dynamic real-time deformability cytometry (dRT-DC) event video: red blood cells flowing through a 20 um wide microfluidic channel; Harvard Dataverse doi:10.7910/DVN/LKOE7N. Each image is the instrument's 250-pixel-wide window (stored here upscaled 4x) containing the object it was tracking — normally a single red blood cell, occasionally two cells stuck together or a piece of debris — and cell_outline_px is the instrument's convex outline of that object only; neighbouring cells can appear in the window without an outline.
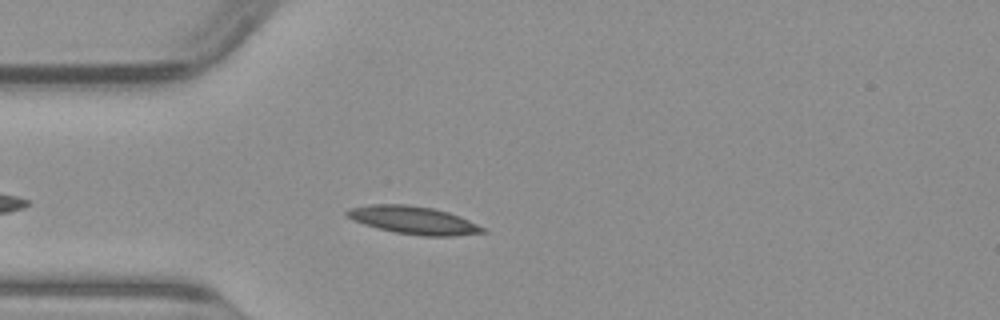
{"species": "common noctule bat (a hibernating species)", "species_latin": "Nyctalus noctula", "temperature_condition": "warm", "stored_images_in_passage": 40, "camera_frame_rate_fps": 3000, "um_per_image_px": 0.085, "animal": {"sex": "male", "body_mass_g": 23.1, "forearm_length_mm": 52.7}, "frame": {"image": 1, "passage_image": 6, "time_ms": 1.667, "image_size_px": [1000, 320], "cell_outline_px": [[488, 232], [452, 236], [420, 236], [396, 232], [364, 224], [352, 220], [344, 216], [344, 212], [348, 208], [368, 204], [408, 204], [432, 208], [448, 212], [460, 216], [488, 228]], "centroid_in_image_um": [35.15, 18.71], "position_along_channel_um": 49.8, "area_um2": 22.31}}
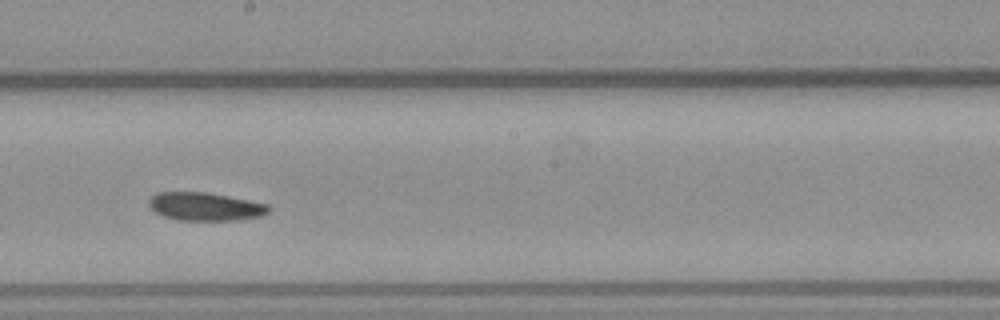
{"frame": {"image": 2, "passage_image": 20, "time_ms": 6.333, "image_size_px": [1000, 320], "cell_outline_px": [[272, 208], [268, 212], [260, 216], [232, 220], [176, 220], [164, 216], [156, 212], [148, 204], [148, 200], [156, 192], [204, 192], [228, 196], [268, 204]], "centroid_in_image_um": [17.43, 17.55], "position_along_channel_um": 230.8, "area_um2": 19.54}}
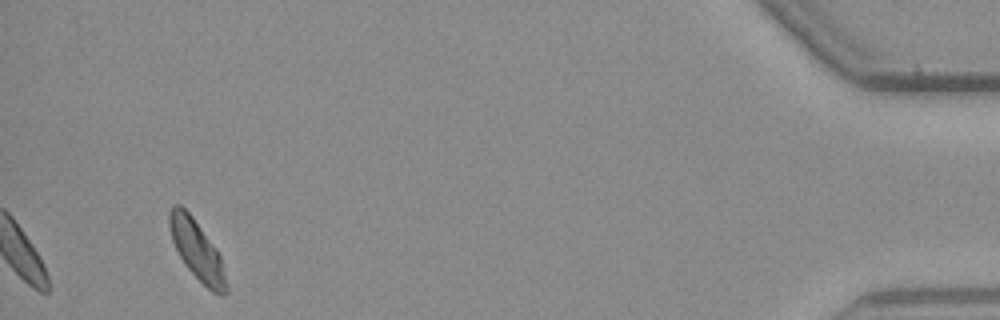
{"frame": {"image": 3, "passage_image": 40, "time_ms": 13.0, "image_size_px": [1000, 320], "cell_outline_px": [[228, 292], [224, 296], [220, 296], [212, 292], [184, 264], [172, 240], [168, 224], [168, 212], [172, 204], [180, 204], [192, 216], [216, 248], [220, 256]], "centroid_in_image_um": [16.72, 21.23], "position_along_channel_um": 418.5, "area_um2": 19.48}}